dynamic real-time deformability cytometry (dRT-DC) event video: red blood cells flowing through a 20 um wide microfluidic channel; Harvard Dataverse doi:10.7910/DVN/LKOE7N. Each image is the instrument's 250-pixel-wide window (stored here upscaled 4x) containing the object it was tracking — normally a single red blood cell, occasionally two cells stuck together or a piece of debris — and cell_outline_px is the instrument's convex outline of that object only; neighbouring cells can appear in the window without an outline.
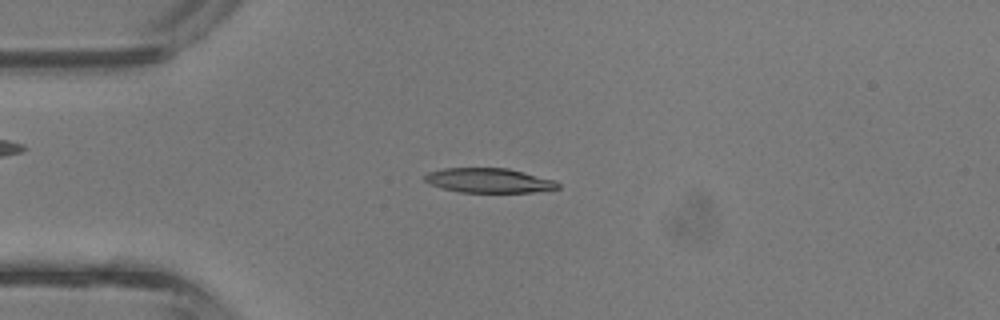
{"species": "common noctule bat (a hibernating species)", "species_latin": "Nyctalus noctula", "temperature_condition": "room temperature", "stored_images_in_passage": 42, "camera_frame_rate_fps": 3000, "um_per_image_px": 0.085, "animal": {"sex": "male", "body_mass_g": 13.3}, "frame": {"image": 1, "passage_image": 10, "time_ms": 3.0, "image_size_px": [1000, 320], "cell_outline_px": [[560, 188], [532, 192], [460, 192], [428, 184], [424, 180], [424, 176], [428, 172], [444, 168], [508, 168], [556, 180], [560, 184]], "centroid_in_image_um": [41.57, 15.33], "position_along_channel_um": 43.4, "area_um2": 19.07}}
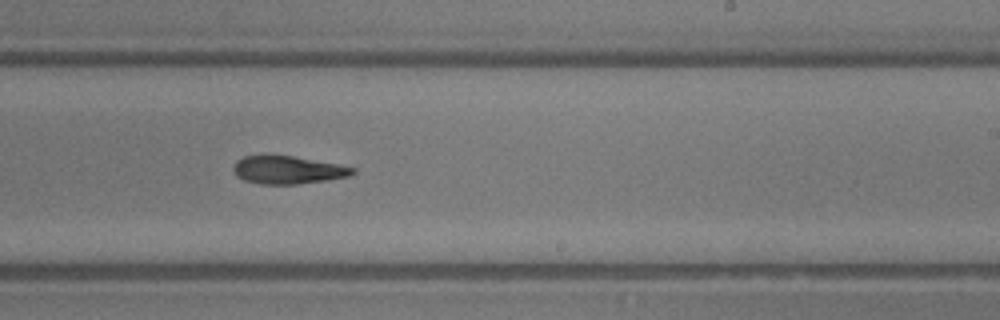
{"frame": {"image": 2, "passage_image": 25, "time_ms": 8.0, "image_size_px": [1000, 320], "cell_outline_px": [[356, 172], [348, 176], [324, 180], [296, 184], [260, 184], [244, 180], [236, 176], [232, 168], [236, 160], [244, 156], [292, 156], [336, 164], [356, 168]], "centroid_in_image_um": [24.42, 14.45], "position_along_channel_um": 264.6, "area_um2": 19.07}}
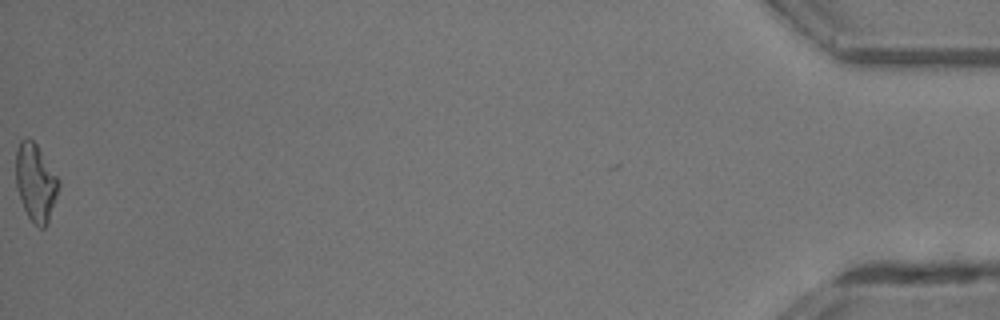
{"frame": {"image": 3, "passage_image": 42, "time_ms": 13.667, "image_size_px": [1000, 320], "cell_outline_px": [[60, 184], [48, 224], [44, 228], [40, 228], [28, 216], [24, 208], [16, 188], [16, 148], [20, 140], [28, 136], [36, 144], [60, 180]], "centroid_in_image_um": [3.03, 15.49], "position_along_channel_um": 432.2, "area_um2": 19.31}, "authors_computed_cell_mechanics": {"area_um2": 19.6809, "velocity_mm_per_s": 4.839, "shape_relaxation_time_tau1_ms": 4.4044, "shape_relaxation_time_tau2_ms": 11.0465, "deformation_change_tau1": 0.1611, "deformation_change_tau2": 0.3103}}